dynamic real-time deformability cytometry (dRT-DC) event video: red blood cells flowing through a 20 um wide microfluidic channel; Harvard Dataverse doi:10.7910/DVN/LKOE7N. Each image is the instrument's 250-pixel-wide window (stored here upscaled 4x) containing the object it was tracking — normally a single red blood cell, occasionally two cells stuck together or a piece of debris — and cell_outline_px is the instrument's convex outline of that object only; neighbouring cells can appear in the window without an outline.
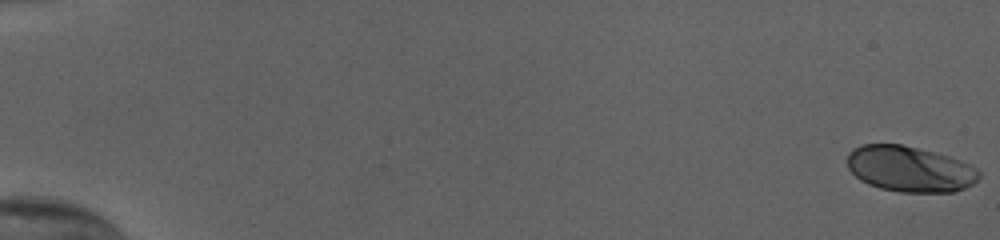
{"species": "human", "species_latin": "Homo sapiens", "temperature_condition": "cold", "stored_images_in_passage": 56, "camera_frame_rate_fps": 3000, "um_per_image_px": 0.085, "donor": {"sex": "female"}, "frame": {"image": 1, "passage_image": 1, "time_ms": 0.0, "image_size_px": [1000, 240], "cell_outline_px": [[980, 176], [972, 184], [964, 188], [952, 192], [900, 192], [880, 188], [868, 184], [860, 180], [848, 168], [848, 152], [852, 148], [860, 144], [900, 144], [948, 156], [968, 164], [976, 168], [980, 172]], "centroid_in_image_um": [77.29, 14.36], "position_along_channel_um": 7.7, "area_um2": 34.91}}
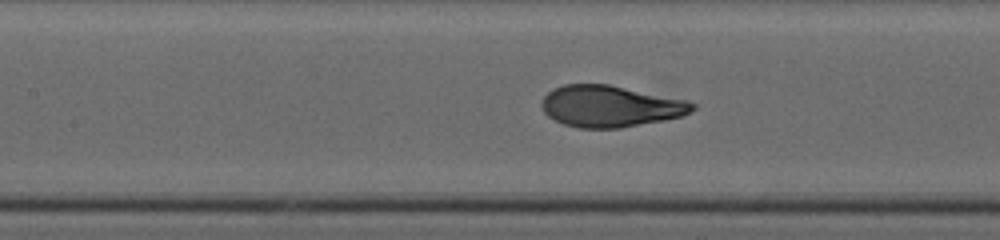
{"frame": {"image": 2, "passage_image": 28, "time_ms": 9.0, "image_size_px": [1000, 240], "cell_outline_px": [[696, 108], [692, 112], [684, 116], [664, 120], [620, 128], [580, 128], [564, 124], [548, 116], [544, 112], [540, 104], [544, 96], [548, 92], [564, 84], [608, 84], [688, 100], [696, 104]], "centroid_in_image_um": [51.91, 9.03], "position_along_channel_um": 155.5, "area_um2": 36.53}}
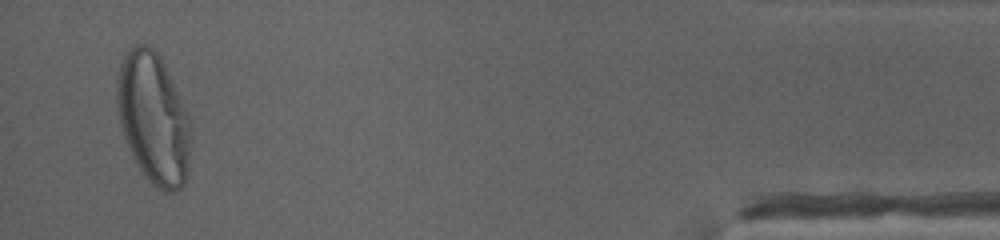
{"frame": {"image": 3, "passage_image": 54, "time_ms": 17.667, "image_size_px": [1000, 240], "cell_outline_px": [[188, 176], [184, 184], [176, 192], [164, 192], [156, 188], [148, 180], [132, 156], [128, 148], [120, 124], [116, 100], [116, 80], [120, 64], [128, 48], [136, 44], [148, 44], [160, 56], [164, 64], [188, 116]], "centroid_in_image_um": [12.99, 10.06], "position_along_channel_um": 422.2, "area_um2": 55.78}, "authors_computed_cell_mechanics": {"area_um2": 36.5585, "velocity_mm_per_s": 3.8248, "shape_relaxation_time_tau1_ms": 3.8987, "shape_relaxation_time_tau2_ms": null, "deformation_change_tau1": 0.2014, "deformation_change_tau2": null}}